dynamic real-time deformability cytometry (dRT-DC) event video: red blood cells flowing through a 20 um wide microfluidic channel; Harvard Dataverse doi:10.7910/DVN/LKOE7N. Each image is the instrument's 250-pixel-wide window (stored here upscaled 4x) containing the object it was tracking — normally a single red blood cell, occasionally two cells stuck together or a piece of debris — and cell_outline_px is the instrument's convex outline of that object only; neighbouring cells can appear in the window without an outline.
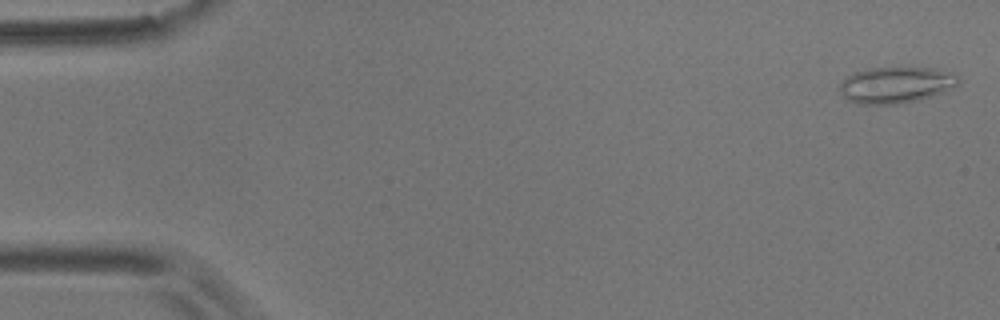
{"species": "common noctule bat (a hibernating species)", "species_latin": "Nyctalus noctula", "temperature_condition": "room temperature", "stored_images_in_passage": 4, "camera_frame_rate_fps": 3000, "um_per_image_px": 0.085, "animal": {"sex": "male", "body_mass_g": 17.9}, "frame": {"image": 1, "passage_image": 1, "time_ms": 0.0, "image_size_px": [1000, 320], "cell_outline_px": [[960, 80], [956, 84], [932, 96], [920, 100], [892, 104], [860, 104], [848, 100], [840, 92], [840, 84], [848, 76], [856, 72], [868, 68], [932, 68], [952, 72]], "centroid_in_image_um": [76.13, 7.22], "position_along_channel_um": 8.9, "area_um2": 24.62}}